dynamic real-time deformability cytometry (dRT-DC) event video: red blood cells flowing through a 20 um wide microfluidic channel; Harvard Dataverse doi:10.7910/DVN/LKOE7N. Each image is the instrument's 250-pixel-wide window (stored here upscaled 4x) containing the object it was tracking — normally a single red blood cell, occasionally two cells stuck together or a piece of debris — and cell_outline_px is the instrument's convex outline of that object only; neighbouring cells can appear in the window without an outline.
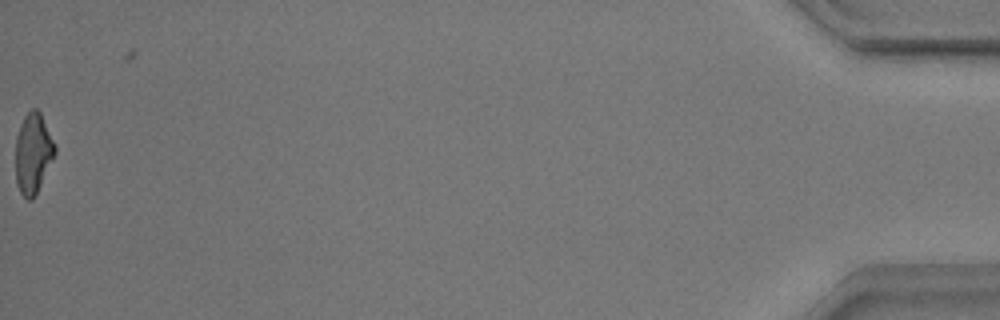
{"species": "common noctule bat (a hibernating species)", "species_latin": "Nyctalus noctula", "temperature_condition": "warm", "stored_images_in_passage": 53, "camera_frame_rate_fps": 3000, "um_per_image_px": 0.085, "animal": {"sex": "male", "body_mass_g": 17.9}, "frame": {"image": 1, "passage_image": 53, "time_ms": 17.333, "image_size_px": [1000, 320], "cell_outline_px": [[56, 152], [32, 200], [28, 200], [20, 192], [16, 184], [16, 136], [24, 116], [32, 108], [36, 108], [40, 112], [56, 144]], "centroid_in_image_um": [2.81, 13.0], "position_along_channel_um": 432.4, "area_um2": 18.21}, "authors_computed_cell_mechanics": {"area_um2": 19.5364, "velocity_mm_per_s": 3.5527, "shape_relaxation_time_tau1_ms": 4.9345, "shape_relaxation_time_tau2_ms": 2.5053, "deformation_change_tau1": 0.1765, "deformation_change_tau2": 0.1245}}